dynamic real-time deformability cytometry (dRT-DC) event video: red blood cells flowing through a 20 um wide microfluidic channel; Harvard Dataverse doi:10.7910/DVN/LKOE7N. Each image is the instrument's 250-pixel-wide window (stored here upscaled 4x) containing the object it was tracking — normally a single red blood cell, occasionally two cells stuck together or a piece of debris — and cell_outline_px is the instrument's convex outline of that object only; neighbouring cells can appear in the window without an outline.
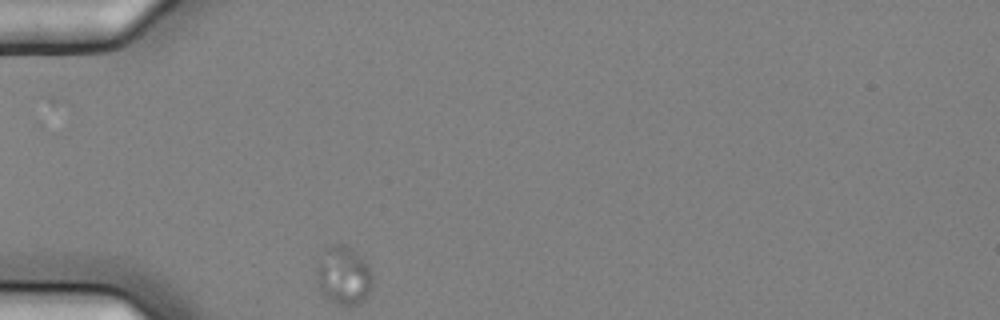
{"species": "common noctule bat (a hibernating species)", "species_latin": "Nyctalus noctula", "temperature_condition": "cold", "stored_images_in_passage": 1, "camera_frame_rate_fps": 3000, "um_per_image_px": 0.085, "animal": {"sex": "female", "body_mass_g": 25.1}, "frame": {"image": 1, "passage_image": 1, "time_ms": 0.0, "image_size_px": [1000, 320], "cell_outline_px": [[372, 284], [364, 300], [360, 304], [336, 304], [328, 300], [324, 296], [320, 288], [316, 268], [328, 244], [344, 244], [352, 248], [356, 252], [368, 268], [372, 276]], "centroid_in_image_um": [29.19, 23.41], "position_along_channel_um": 55.8, "area_um2": 18.61}}